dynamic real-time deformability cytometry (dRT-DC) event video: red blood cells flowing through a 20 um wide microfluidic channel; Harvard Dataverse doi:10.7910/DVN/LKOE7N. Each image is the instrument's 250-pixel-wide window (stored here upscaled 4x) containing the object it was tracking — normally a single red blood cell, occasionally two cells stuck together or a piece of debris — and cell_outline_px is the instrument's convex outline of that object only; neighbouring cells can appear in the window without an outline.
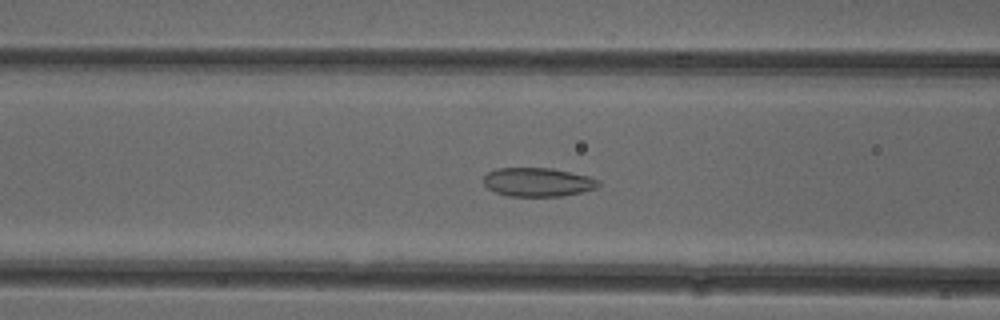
{"species": "common noctule bat (a hibernating species)", "species_latin": "Nyctalus noctula", "temperature_condition": "cold", "stored_images_in_passage": 47, "camera_frame_rate_fps": 3000, "um_per_image_px": 0.085, "animal": {"sex": "female"}, "frame": {"image": 1, "passage_image": 21, "time_ms": 6.667, "image_size_px": [1000, 320], "cell_outline_px": [[600, 184], [596, 188], [580, 192], [560, 196], [508, 196], [496, 192], [488, 188], [484, 184], [484, 176], [488, 172], [496, 168], [552, 168], [588, 176], [600, 180]], "centroid_in_image_um": [45.71, 15.47], "position_along_channel_um": 120.9, "area_um2": 19.19}}
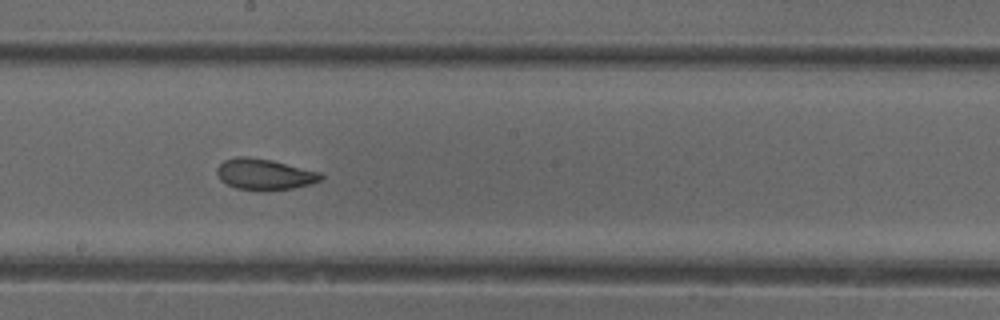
{"frame": {"image": 2, "passage_image": 29, "time_ms": 9.333, "image_size_px": [1000, 320], "cell_outline_px": [[324, 176], [320, 180], [312, 184], [292, 188], [236, 188], [220, 180], [216, 172], [216, 168], [224, 160], [236, 156], [248, 156], [272, 160], [320, 172]], "centroid_in_image_um": [22.47, 14.77], "position_along_channel_um": 225.7, "area_um2": 18.26}}
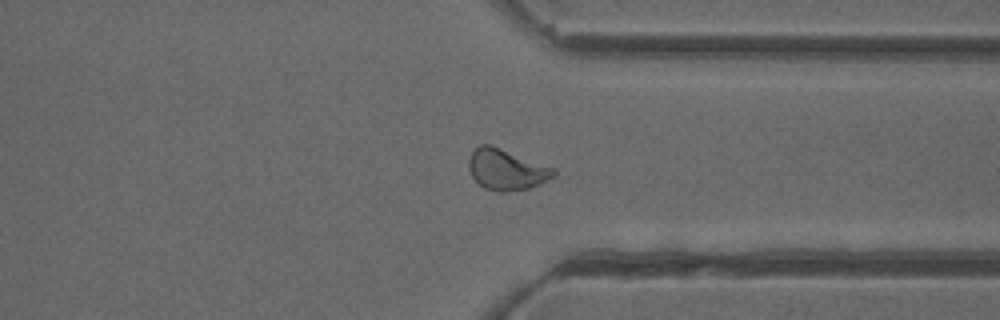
{"frame": {"image": 3, "passage_image": 40, "time_ms": 13.0, "image_size_px": [1000, 320], "cell_outline_px": [[556, 172], [552, 176], [528, 188], [504, 192], [496, 192], [484, 188], [472, 176], [468, 168], [468, 160], [472, 152], [480, 144], [488, 144], [556, 168]], "centroid_in_image_um": [43.0, 14.41], "position_along_channel_um": 368.4, "area_um2": 19.83}, "authors_computed_cell_mechanics": {"area_um2": 19.652, "velocity_mm_per_s": 3.9235, "shape_relaxation_time_tau1_ms": 6.6846, "shape_relaxation_time_tau2_ms": 1.4892, "deformation_change_tau1": 0.1201, "deformation_change_tau2": 0.0619}}